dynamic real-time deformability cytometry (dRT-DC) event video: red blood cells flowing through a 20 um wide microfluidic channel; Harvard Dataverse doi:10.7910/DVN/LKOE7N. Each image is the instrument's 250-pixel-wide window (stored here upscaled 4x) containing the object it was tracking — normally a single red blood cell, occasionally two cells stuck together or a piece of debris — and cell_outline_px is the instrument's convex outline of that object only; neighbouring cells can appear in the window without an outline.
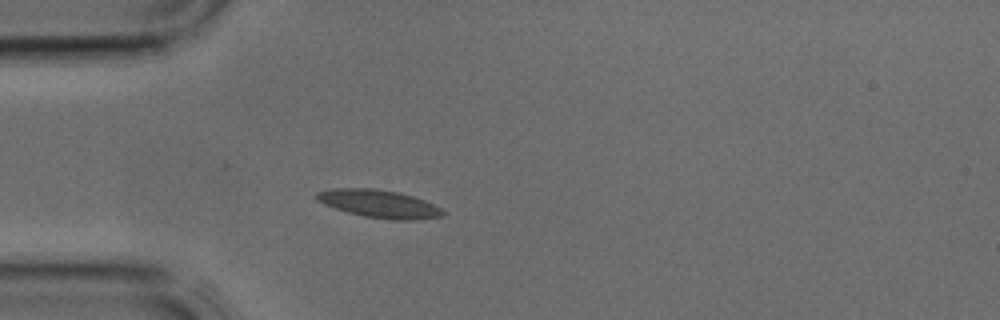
{"species": "common noctule bat (a hibernating species)", "species_latin": "Nyctalus noctula", "temperature_condition": "cold", "stored_images_in_passage": 3, "camera_frame_rate_fps": 3000, "um_per_image_px": 0.085, "animal": {"sex": "male", "body_mass_g": 17.9, "forearm_length_mm": 54.2}, "frame": {"image": 1, "passage_image": 3, "time_ms": 0.667, "image_size_px": [1000, 320], "cell_outline_px": [[444, 216], [416, 220], [392, 220], [364, 216], [348, 212], [324, 204], [316, 200], [316, 192], [332, 188], [376, 188], [400, 192], [424, 200], [440, 208], [444, 212]], "centroid_in_image_um": [32.22, 17.31], "position_along_channel_um": 52.8, "area_um2": 20.52}}